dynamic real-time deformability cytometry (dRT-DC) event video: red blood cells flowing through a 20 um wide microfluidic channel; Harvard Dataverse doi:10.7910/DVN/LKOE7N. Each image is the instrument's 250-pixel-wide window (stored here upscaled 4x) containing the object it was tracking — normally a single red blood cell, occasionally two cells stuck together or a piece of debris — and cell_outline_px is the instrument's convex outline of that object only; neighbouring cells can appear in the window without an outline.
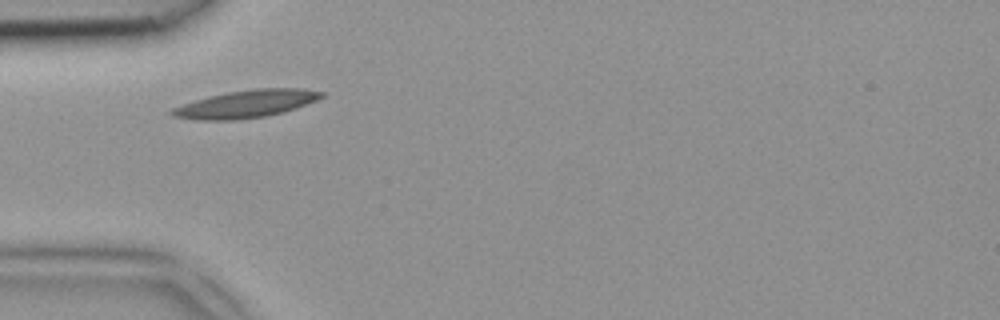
{"species": "common noctule bat (a hibernating species)", "species_latin": "Nyctalus noctula", "temperature_condition": "room temperature", "stored_images_in_passage": 1, "camera_frame_rate_fps": 3000, "um_per_image_px": 0.085, "animal": {"sex": "female", "body_mass_g": 18.4}, "frame": {"image": 1, "passage_image": 1, "time_ms": 0.0, "image_size_px": [1000, 320], "cell_outline_px": [[328, 96], [296, 108], [284, 112], [268, 116], [236, 120], [200, 120], [172, 116], [168, 112], [172, 108], [208, 96], [228, 92], [256, 88], [304, 88], [328, 92]], "centroid_in_image_um": [21.02, 8.82], "position_along_channel_um": 64.0, "area_um2": 24.33}}